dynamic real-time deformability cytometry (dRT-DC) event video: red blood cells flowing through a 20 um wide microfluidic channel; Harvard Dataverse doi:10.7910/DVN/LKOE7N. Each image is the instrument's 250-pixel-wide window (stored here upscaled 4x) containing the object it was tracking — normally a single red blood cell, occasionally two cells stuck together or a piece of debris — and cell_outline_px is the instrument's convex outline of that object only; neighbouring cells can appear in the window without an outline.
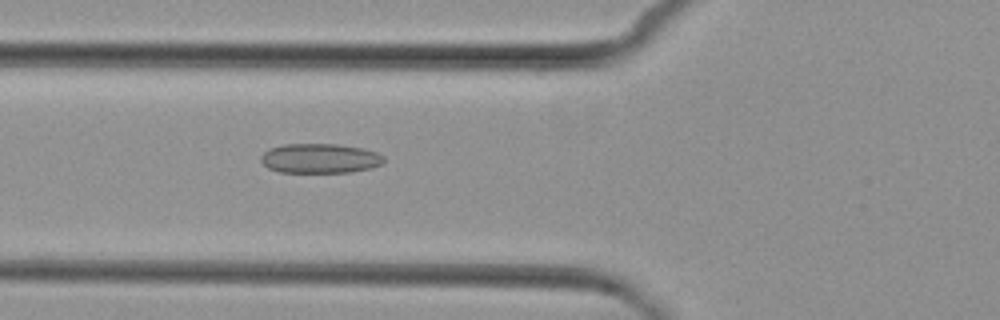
{"species": "common noctule bat (a hibernating species)", "species_latin": "Nyctalus noctula", "temperature_condition": "cold", "stored_images_in_passage": 4, "camera_frame_rate_fps": 3000, "um_per_image_px": 0.085, "animal": {"sex": "female", "body_mass_g": 29.2, "forearm_length_mm": 56.3}, "frame": {"image": 1, "passage_image": 4, "time_ms": 4.333, "image_size_px": [1000, 320], "cell_outline_px": [[384, 164], [372, 168], [352, 172], [280, 172], [268, 168], [260, 160], [260, 156], [268, 148], [284, 144], [336, 144], [364, 148], [376, 152], [384, 156]], "centroid_in_image_um": [27.21, 13.46], "position_along_channel_um": 98.6, "area_um2": 21.44}}